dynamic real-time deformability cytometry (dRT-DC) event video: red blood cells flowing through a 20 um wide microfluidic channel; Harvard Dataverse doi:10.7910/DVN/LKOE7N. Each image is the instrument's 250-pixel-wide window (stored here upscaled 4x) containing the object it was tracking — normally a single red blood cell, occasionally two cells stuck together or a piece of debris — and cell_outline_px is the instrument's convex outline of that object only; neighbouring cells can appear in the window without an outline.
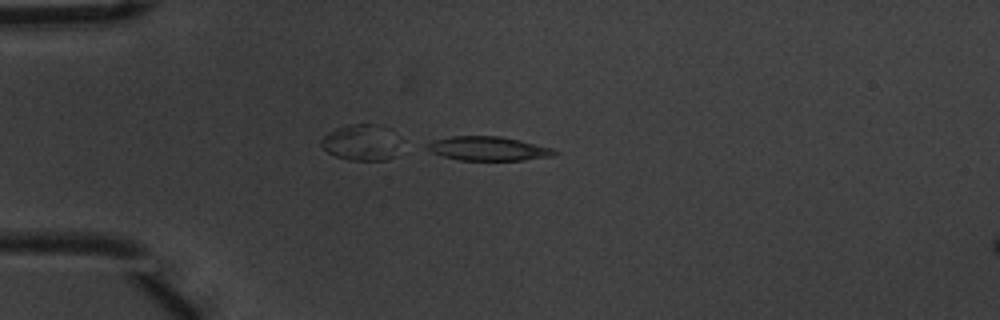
{"species": "common noctule bat (a hibernating species)", "species_latin": "Nyctalus noctula", "temperature_condition": "warm", "stored_images_in_passage": 6, "segment_of_instrument_passage": [1, 2], "camera_frame_rate_fps": 3000, "um_per_image_px": 0.085, "animal": {"sex": "male", "body_mass_g": 20.1, "forearm_length_mm": 53.5}, "frame": {"image": 1, "passage_image": 5, "time_ms": 1.333, "image_size_px": [1000, 320], "cell_outline_px": [[560, 152], [552, 156], [520, 160], [460, 160], [444, 156], [432, 152], [424, 148], [424, 144], [432, 140], [452, 136], [500, 136], [520, 140], [552, 148]], "centroid_in_image_um": [41.46, 12.62], "position_along_channel_um": 43.5, "area_um2": 17.86}}